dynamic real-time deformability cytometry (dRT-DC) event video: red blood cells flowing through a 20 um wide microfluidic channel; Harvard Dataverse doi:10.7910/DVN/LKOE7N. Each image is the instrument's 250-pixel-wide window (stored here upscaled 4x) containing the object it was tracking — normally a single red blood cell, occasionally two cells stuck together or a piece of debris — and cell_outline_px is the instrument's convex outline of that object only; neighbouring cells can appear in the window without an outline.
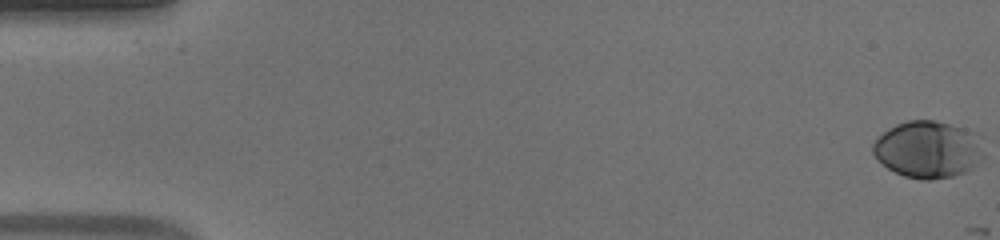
{"species": "human", "species_latin": "Homo sapiens", "temperature_condition": "warm", "stored_images_in_passage": 54, "camera_frame_rate_fps": 3000, "um_per_image_px": 0.085, "donor": {"sex": "male"}, "frame": {"image": 1, "passage_image": 1, "time_ms": 0.0, "image_size_px": [1000, 240], "cell_outline_px": [[984, 156], [972, 168], [964, 172], [952, 176], [928, 180], [920, 180], [904, 176], [888, 168], [872, 152], [872, 144], [888, 128], [896, 124], [908, 120], [936, 120], [964, 128], [972, 132], [980, 140]], "centroid_in_image_um": [78.88, 12.7], "position_along_channel_um": 6.1, "area_um2": 36.59}}
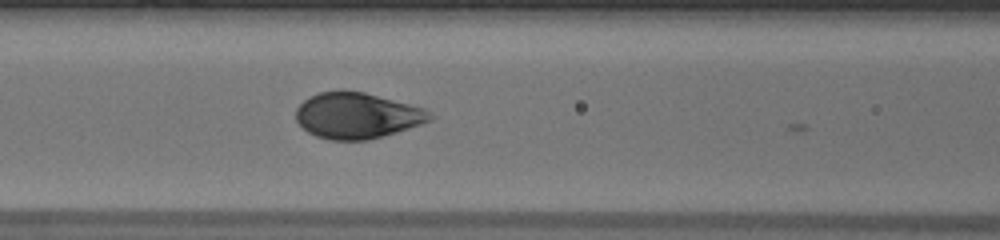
{"frame": {"image": 2, "passage_image": 24, "time_ms": 7.667, "image_size_px": [1000, 240], "cell_outline_px": [[436, 116], [432, 120], [396, 132], [368, 140], [328, 140], [316, 136], [308, 132], [296, 120], [296, 108], [308, 96], [320, 92], [340, 88], [344, 88], [364, 92], [424, 108]], "centroid_in_image_um": [30.33, 9.8], "position_along_channel_um": 136.3, "area_um2": 36.18}}
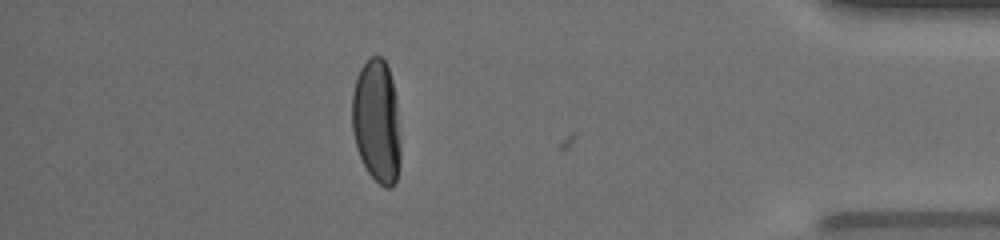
{"frame": {"image": 3, "passage_image": 48, "time_ms": 15.667, "image_size_px": [1000, 240], "cell_outline_px": [[400, 164], [396, 180], [392, 188], [384, 188], [368, 172], [356, 148], [352, 128], [352, 92], [356, 76], [360, 68], [368, 56], [380, 56], [384, 60], [388, 68], [392, 80], [396, 96], [400, 136]], "centroid_in_image_um": [32.02, 10.3], "position_along_channel_um": 403.2, "area_um2": 35.32}, "authors_computed_cell_mechanics": {"area_um2": 36.0383, "velocity_mm_per_s": 3.8601, "shape_relaxation_time_tau1_ms": 3.1396, "shape_relaxation_time_tau2_ms": null, "deformation_change_tau1": 0.1694, "deformation_change_tau2": null}}